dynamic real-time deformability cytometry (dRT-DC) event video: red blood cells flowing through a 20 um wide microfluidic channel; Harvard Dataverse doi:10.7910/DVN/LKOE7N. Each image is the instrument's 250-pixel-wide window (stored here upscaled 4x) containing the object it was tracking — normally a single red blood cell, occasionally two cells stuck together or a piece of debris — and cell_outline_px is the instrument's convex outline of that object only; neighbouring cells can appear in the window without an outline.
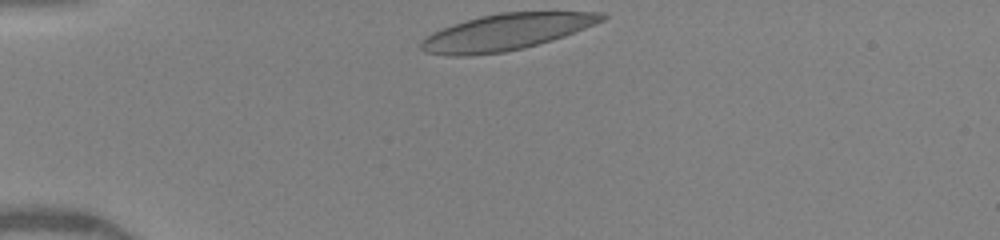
{"species": "human", "species_latin": "Homo sapiens", "temperature_condition": "warm", "stored_images_in_passage": 32, "camera_frame_rate_fps": 3000, "um_per_image_px": 0.085, "donor": {"sex": "female"}, "frame": {"image": 1, "passage_image": 1, "time_ms": 0.0, "image_size_px": [1000, 240], "cell_outline_px": [[608, 16], [604, 20], [564, 36], [552, 40], [524, 48], [504, 52], [468, 56], [452, 56], [424, 52], [420, 48], [420, 44], [428, 36], [452, 24], [480, 16], [500, 12], [604, 12]], "centroid_in_image_um": [43.04, 2.72], "position_along_channel_um": 42.0, "area_um2": 37.92}}
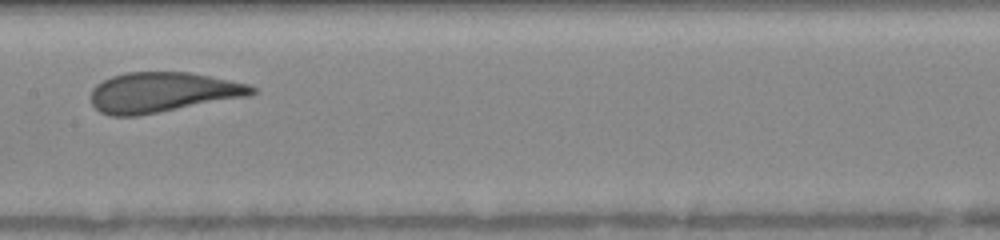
{"frame": {"image": 2, "passage_image": 15, "time_ms": 4.667, "image_size_px": [1000, 240], "cell_outline_px": [[256, 92], [248, 96], [136, 116], [108, 116], [100, 112], [92, 104], [92, 88], [96, 84], [112, 76], [128, 72], [188, 72], [248, 84], [256, 88]], "centroid_in_image_um": [13.78, 7.85], "position_along_channel_um": 193.6, "area_um2": 37.22}}
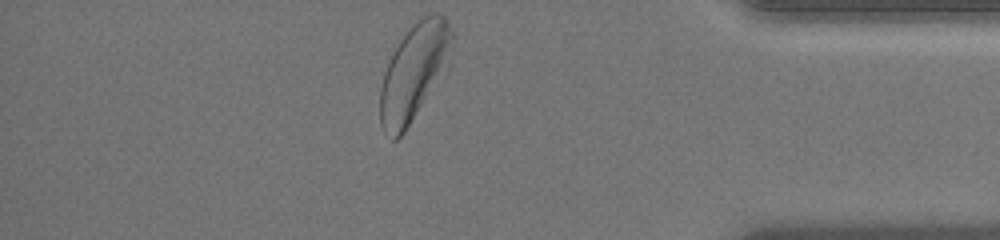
{"frame": {"image": 3, "passage_image": 32, "time_ms": 10.333, "image_size_px": [1000, 240], "cell_outline_px": [[452, 40], [420, 104], [404, 132], [396, 140], [392, 140], [384, 132], [380, 124], [380, 88], [384, 72], [400, 40], [412, 24], [420, 16], [428, 12], [436, 12], [444, 16], [452, 32]], "centroid_in_image_um": [35.04, 6.07], "position_along_channel_um": 400.2, "area_um2": 37.34}, "authors_computed_cell_mechanics": {"area_um2": 38.148, "velocity_mm_per_s": 4.0752, "shape_relaxation_time_tau1_ms": 4.097, "shape_relaxation_time_tau2_ms": 0.7167, "deformation_change_tau1": 0.1647, "deformation_change_tau2": 0.0802}}